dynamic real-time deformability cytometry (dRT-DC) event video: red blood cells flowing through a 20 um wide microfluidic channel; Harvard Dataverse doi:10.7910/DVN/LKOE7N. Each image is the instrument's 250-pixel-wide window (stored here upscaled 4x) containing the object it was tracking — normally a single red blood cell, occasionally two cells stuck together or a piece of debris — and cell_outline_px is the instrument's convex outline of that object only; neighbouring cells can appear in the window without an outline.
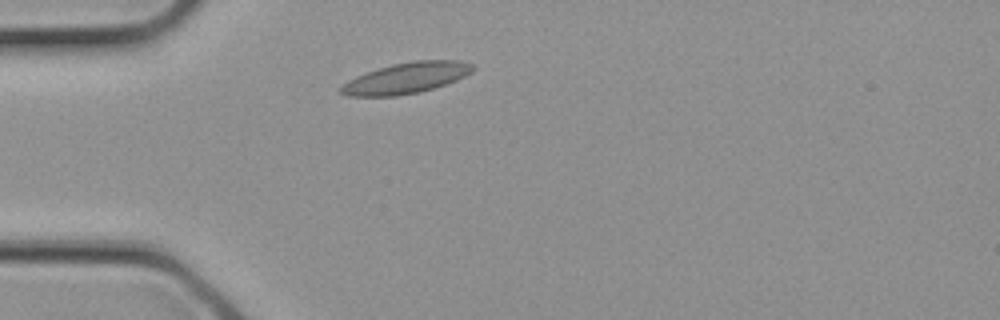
{"species": "common noctule bat (a hibernating species)", "species_latin": "Nyctalus noctula", "temperature_condition": "cold", "stored_images_in_passage": 3, "camera_frame_rate_fps": 3000, "um_per_image_px": 0.085, "animal": {"sex": "female", "body_mass_g": 21.9}, "frame": {"image": 1, "passage_image": 3, "time_ms": 0.667, "image_size_px": [1000, 320], "cell_outline_px": [[476, 68], [472, 72], [456, 80], [436, 88], [420, 92], [396, 96], [348, 96], [340, 92], [340, 88], [348, 80], [356, 76], [376, 68], [392, 64], [416, 60], [460, 60], [476, 64]], "centroid_in_image_um": [34.58, 6.62], "position_along_channel_um": 50.4, "area_um2": 23.99}}